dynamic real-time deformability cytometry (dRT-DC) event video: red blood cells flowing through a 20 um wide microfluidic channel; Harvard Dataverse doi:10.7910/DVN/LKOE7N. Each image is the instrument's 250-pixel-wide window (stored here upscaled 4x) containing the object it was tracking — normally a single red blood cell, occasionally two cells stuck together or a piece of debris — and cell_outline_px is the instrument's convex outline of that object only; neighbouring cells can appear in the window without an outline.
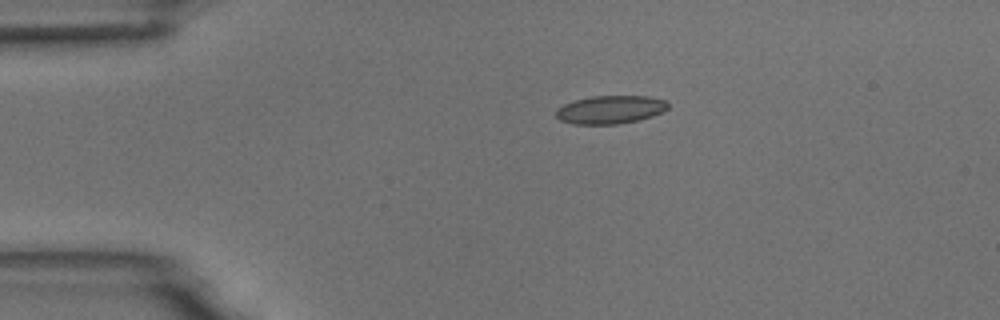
{"species": "common noctule bat (a hibernating species)", "species_latin": "Nyctalus noctula", "temperature_condition": "room temperature", "stored_images_in_passage": 4, "camera_frame_rate_fps": 3000, "um_per_image_px": 0.085, "animal": {"sex": "male", "body_mass_g": 18.8}, "frame": {"image": 1, "passage_image": 1, "time_ms": 0.0, "image_size_px": [1000, 320], "cell_outline_px": [[668, 108], [664, 112], [640, 120], [616, 124], [572, 124], [560, 120], [556, 116], [556, 108], [572, 100], [592, 96], [648, 96], [668, 100]], "centroid_in_image_um": [51.89, 9.31], "position_along_channel_um": 33.1, "area_um2": 18.67}}
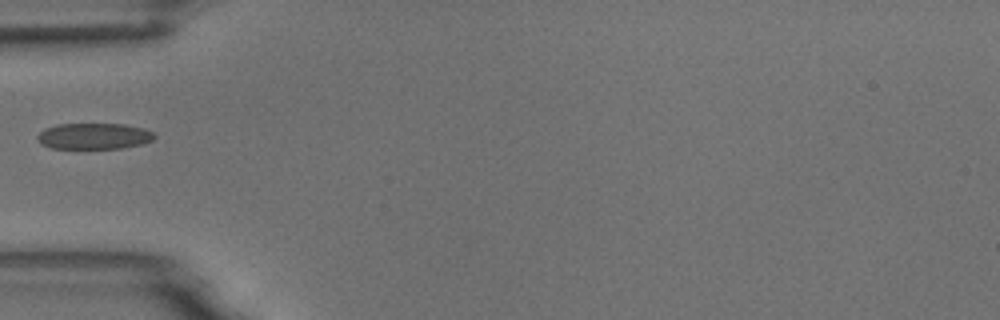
{"frame": {"image": 2, "passage_image": 3, "time_ms": 2.333, "image_size_px": [1000, 320], "cell_outline_px": [[156, 136], [152, 140], [140, 144], [120, 148], [52, 148], [40, 144], [36, 136], [44, 128], [56, 124], [124, 124], [144, 128], [152, 132]], "centroid_in_image_um": [7.95, 11.56], "position_along_channel_um": 77.1, "area_um2": 17.74}}